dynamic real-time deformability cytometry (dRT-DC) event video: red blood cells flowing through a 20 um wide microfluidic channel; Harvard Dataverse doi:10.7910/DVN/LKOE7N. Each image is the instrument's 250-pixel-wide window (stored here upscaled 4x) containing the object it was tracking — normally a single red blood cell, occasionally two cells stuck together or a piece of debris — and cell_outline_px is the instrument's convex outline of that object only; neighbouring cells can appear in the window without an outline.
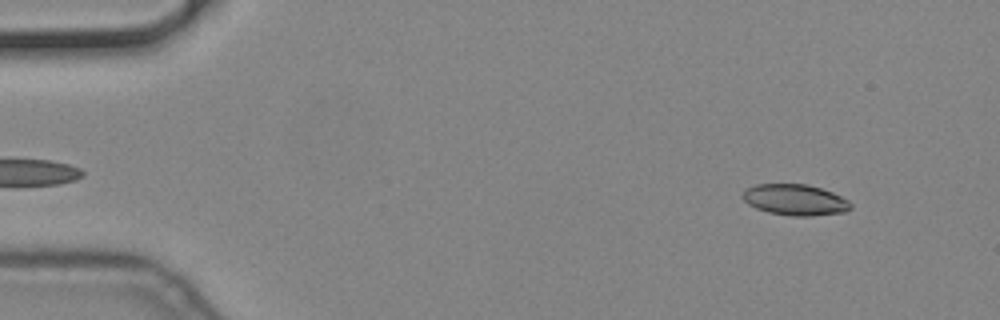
{"species": "common noctule bat (a hibernating species)", "species_latin": "Nyctalus noctula", "temperature_condition": "cold", "stored_images_in_passage": 54, "camera_frame_rate_fps": 3000, "um_per_image_px": 0.085, "animal": {"sex": "male", "body_mass_g": 19.2, "forearm_length_mm": 51.8}, "frame": {"image": 1, "passage_image": 4, "time_ms": 1.0, "image_size_px": [1000, 320], "cell_outline_px": [[852, 208], [844, 212], [812, 216], [792, 216], [768, 212], [756, 208], [748, 204], [740, 196], [744, 188], [756, 184], [808, 184], [832, 192], [848, 200], [852, 204]], "centroid_in_image_um": [67.55, 16.98], "position_along_channel_um": 17.4, "area_um2": 19.71}}
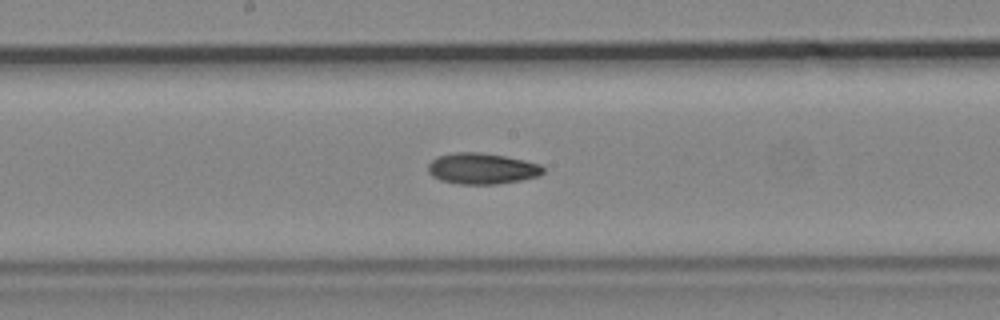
{"frame": {"image": 2, "passage_image": 28, "time_ms": 9.0, "image_size_px": [1000, 320], "cell_outline_px": [[544, 172], [540, 176], [520, 180], [496, 184], [460, 184], [440, 180], [432, 176], [428, 172], [428, 164], [436, 156], [456, 152], [480, 152], [504, 156], [524, 160], [540, 164], [544, 168]], "centroid_in_image_um": [40.96, 14.32], "position_along_channel_um": 207.2, "area_um2": 20.87}}
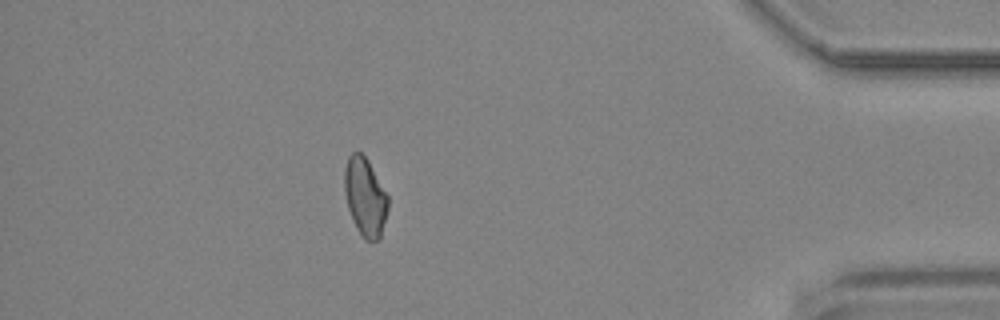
{"frame": {"image": 3, "passage_image": 48, "time_ms": 15.667, "image_size_px": [1000, 320], "cell_outline_px": [[388, 208], [380, 240], [364, 240], [356, 228], [352, 220], [348, 208], [344, 192], [344, 168], [348, 156], [352, 152], [360, 152], [368, 160], [388, 196]], "centroid_in_image_um": [31.02, 16.74], "position_along_channel_um": 404.2, "area_um2": 20.0}}